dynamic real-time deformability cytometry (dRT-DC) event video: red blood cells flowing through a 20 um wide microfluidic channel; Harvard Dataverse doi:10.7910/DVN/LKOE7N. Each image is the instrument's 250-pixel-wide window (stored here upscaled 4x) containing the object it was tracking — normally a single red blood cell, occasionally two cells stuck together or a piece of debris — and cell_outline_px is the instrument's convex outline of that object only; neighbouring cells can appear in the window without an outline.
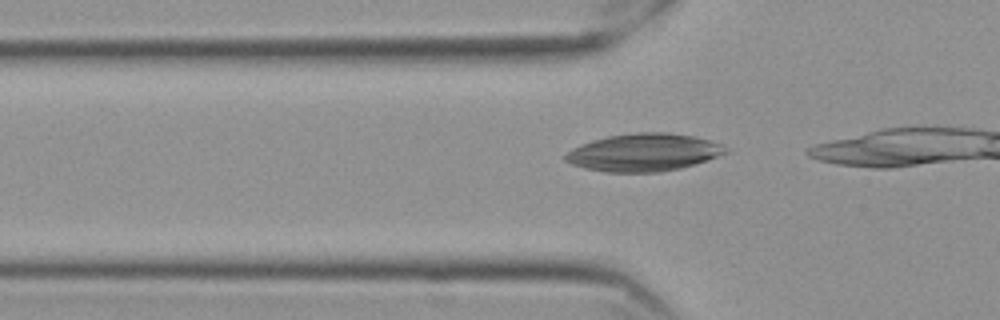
{"species": "Egyptian fruit bat (a non-hibernating species)", "species_latin": "Rousettus aegyptiacus", "temperature_condition": "cold", "stored_images_in_passage": 8, "camera_frame_rate_fps": 3000, "um_per_image_px": 0.085, "frame": {"image": 1, "passage_image": 2, "time_ms": 0.333, "image_size_px": [1000, 320], "cell_outline_px": [[732, 152], [708, 160], [680, 168], [660, 172], [608, 172], [584, 168], [572, 164], [564, 160], [564, 156], [572, 148], [580, 144], [592, 140], [608, 136], [636, 132], [668, 132], [692, 136], [708, 140], [720, 144], [728, 148]], "centroid_in_image_um": [54.73, 12.95], "position_along_channel_um": 71.1, "area_um2": 35.26}}
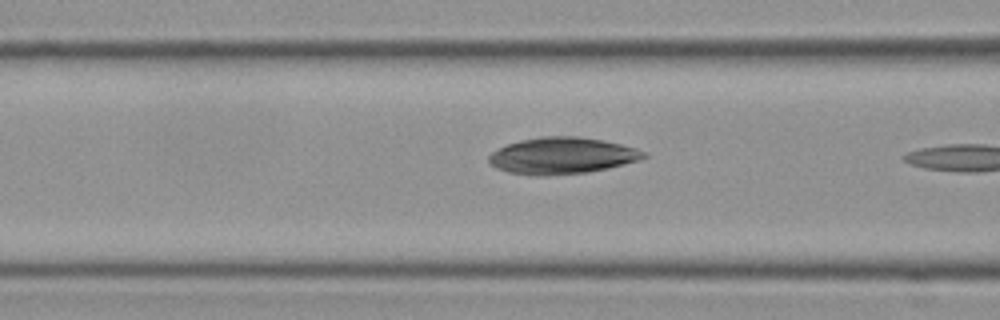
{"frame": {"image": 2, "passage_image": 6, "time_ms": 1.667, "image_size_px": [1000, 320], "cell_outline_px": [[648, 156], [640, 160], [608, 168], [588, 172], [536, 176], [508, 172], [496, 168], [488, 160], [488, 156], [492, 152], [508, 144], [520, 140], [540, 136], [580, 136], [604, 140], [636, 148], [644, 152]], "centroid_in_image_um": [47.78, 13.23], "position_along_channel_um": 118.8, "area_um2": 32.95}}